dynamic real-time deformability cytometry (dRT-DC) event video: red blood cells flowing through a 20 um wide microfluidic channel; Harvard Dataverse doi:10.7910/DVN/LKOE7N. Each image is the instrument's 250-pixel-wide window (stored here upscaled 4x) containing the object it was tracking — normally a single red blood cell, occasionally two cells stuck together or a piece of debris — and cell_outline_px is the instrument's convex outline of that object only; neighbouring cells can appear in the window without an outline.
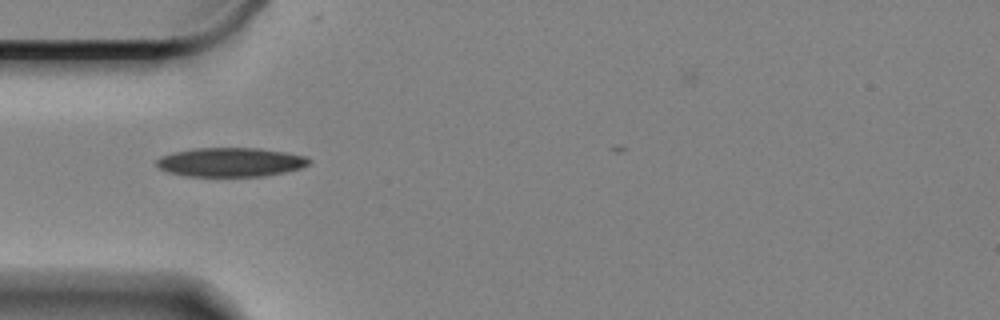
{"species": "Egyptian fruit bat (a non-hibernating species)", "species_latin": "Rousettus aegyptiacus", "temperature_condition": "cold", "stored_images_in_passage": 5, "camera_frame_rate_fps": 3000, "um_per_image_px": 0.085, "animal": {"sex": "female"}, "frame": {"image": 1, "passage_image": 1, "time_ms": 0.0, "image_size_px": [1000, 320], "cell_outline_px": [[312, 160], [308, 164], [300, 168], [284, 172], [260, 176], [184, 176], [168, 172], [160, 168], [156, 164], [156, 160], [160, 156], [176, 152], [196, 148], [260, 148], [284, 152], [304, 156]], "centroid_in_image_um": [19.58, 13.78], "position_along_channel_um": 65.4, "area_um2": 25.61}}
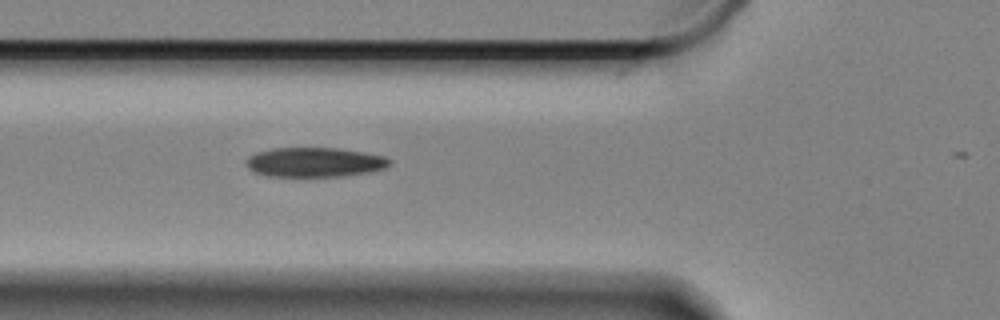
{"frame": {"image": 2, "passage_image": 4, "time_ms": 1.0, "image_size_px": [1000, 320], "cell_outline_px": [[392, 160], [384, 168], [368, 172], [340, 176], [268, 176], [252, 172], [248, 168], [248, 156], [256, 152], [272, 148], [336, 148], [384, 156]], "centroid_in_image_um": [26.7, 13.79], "position_along_channel_um": 99.1, "area_um2": 24.39}}